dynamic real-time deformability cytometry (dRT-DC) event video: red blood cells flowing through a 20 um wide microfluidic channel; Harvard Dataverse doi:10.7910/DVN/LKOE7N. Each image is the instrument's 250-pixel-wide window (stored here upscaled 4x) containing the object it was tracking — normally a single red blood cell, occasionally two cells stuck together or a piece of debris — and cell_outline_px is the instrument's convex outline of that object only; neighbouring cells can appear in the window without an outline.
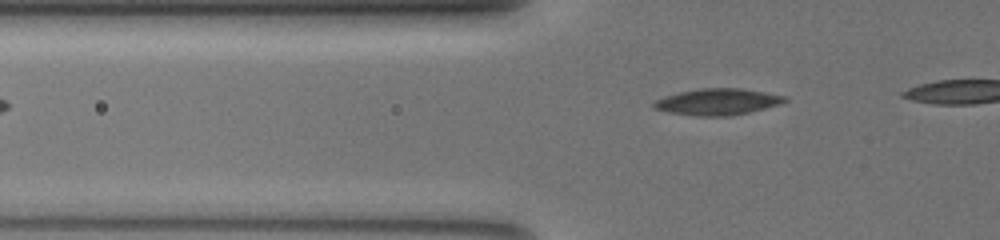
{"species": "common noctule bat (a hibernating species)", "species_latin": "Nyctalus noctula", "temperature_condition": "warm", "stored_images_in_passage": 33, "camera_frame_rate_fps": 3000, "um_per_image_px": 0.085, "animal": {"sex": "female", "body_mass_g": 19.5, "forearm_length_mm": 54.1}, "frame": {"image": 1, "passage_image": 7, "time_ms": 2.0, "image_size_px": [1000, 240], "cell_outline_px": [[788, 100], [780, 104], [748, 112], [728, 116], [696, 116], [668, 112], [652, 108], [652, 104], [656, 100], [664, 96], [680, 92], [700, 88], [740, 88], [764, 92], [784, 96]], "centroid_in_image_um": [60.95, 8.65], "position_along_channel_um": 64.9, "area_um2": 20.0}}
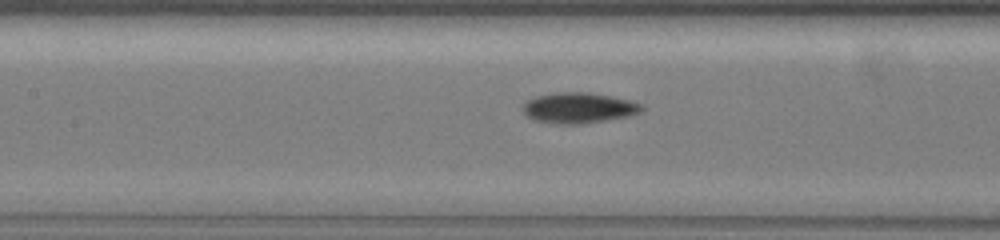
{"frame": {"image": 2, "passage_image": 15, "time_ms": 4.667, "image_size_px": [1000, 240], "cell_outline_px": [[644, 108], [640, 112], [624, 116], [604, 120], [576, 124], [556, 124], [532, 120], [520, 108], [524, 100], [536, 96], [556, 92], [588, 92], [612, 96], [632, 100], [644, 104]], "centroid_in_image_um": [49.13, 9.15], "position_along_channel_um": 158.3, "area_um2": 21.39}}
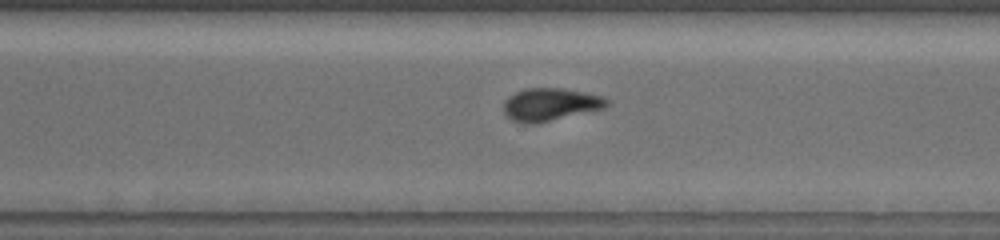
{"frame": {"image": 3, "passage_image": 28, "time_ms": 9.0, "image_size_px": [1000, 240], "cell_outline_px": [[608, 104], [604, 108], [536, 124], [524, 124], [512, 120], [504, 112], [504, 100], [508, 96], [524, 88], [564, 88], [600, 96], [608, 100]], "centroid_in_image_um": [46.73, 8.88], "position_along_channel_um": 323.9, "area_um2": 19.59}, "authors_computed_cell_mechanics": {"area_um2": 19.8832, "velocity_mm_per_s": 3.8334, "shape_relaxation_time_tau1_ms": 2.795, "shape_relaxation_time_tau2_ms": 3.6195, "deformation_change_tau1": 0.1399, "deformation_change_tau2": 0.0907}}